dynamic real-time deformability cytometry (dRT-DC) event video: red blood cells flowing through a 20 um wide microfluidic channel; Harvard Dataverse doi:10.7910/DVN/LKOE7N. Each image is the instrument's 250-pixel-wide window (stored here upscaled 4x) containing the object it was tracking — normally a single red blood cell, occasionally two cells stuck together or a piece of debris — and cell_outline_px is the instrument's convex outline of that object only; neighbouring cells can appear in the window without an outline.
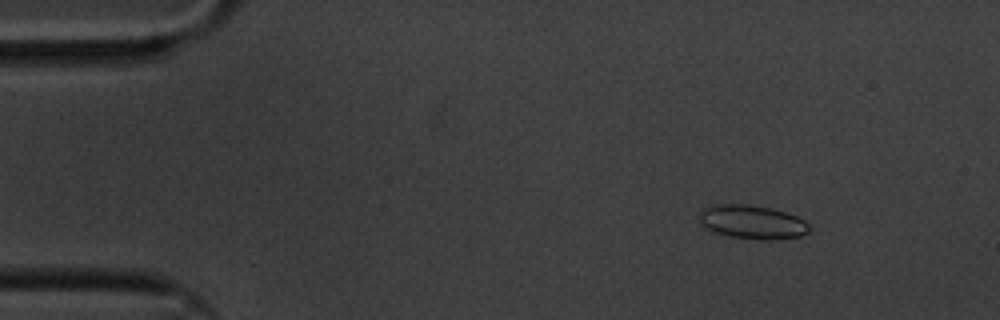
{"species": "common noctule bat (a hibernating species)", "species_latin": "Nyctalus noctula", "temperature_condition": "cold", "stored_images_in_passage": 61, "camera_frame_rate_fps": 3000, "um_per_image_px": 0.085, "animal": {"sex": "male", "body_mass_g": 20.1, "forearm_length_mm": 53.5}, "frame": {"image": 1, "passage_image": 8, "time_ms": 2.333, "image_size_px": [1000, 320], "cell_outline_px": [[812, 228], [808, 232], [800, 236], [768, 240], [760, 240], [728, 236], [712, 232], [700, 220], [700, 212], [708, 204], [748, 204], [772, 208], [788, 212], [804, 220]], "centroid_in_image_um": [63.96, 18.86], "position_along_channel_um": 21.0, "area_um2": 21.85}}
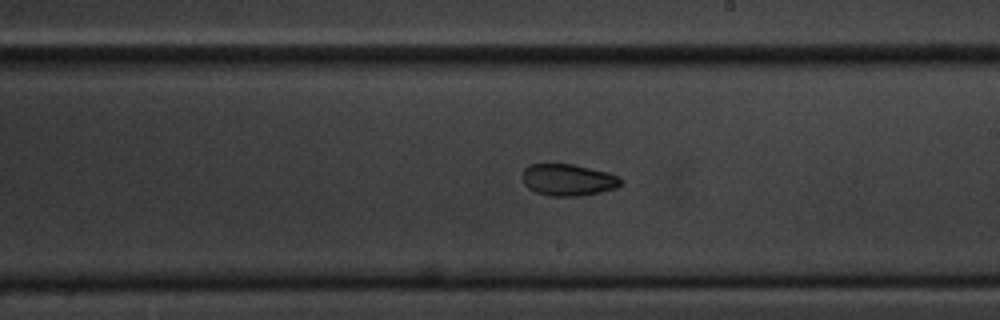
{"frame": {"image": 2, "passage_image": 35, "time_ms": 11.333, "image_size_px": [1000, 320], "cell_outline_px": [[620, 184], [616, 188], [600, 192], [580, 196], [548, 196], [536, 192], [528, 188], [524, 184], [524, 168], [528, 164], [572, 164], [608, 172], [616, 176], [620, 180]], "centroid_in_image_um": [48.26, 15.29], "position_along_channel_um": 240.7, "area_um2": 18.03}}
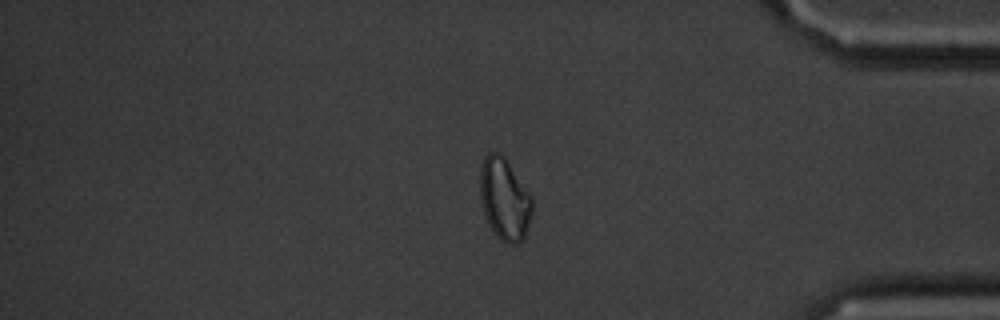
{"frame": {"image": 3, "passage_image": 51, "time_ms": 16.667, "image_size_px": [1000, 320], "cell_outline_px": [[532, 212], [528, 228], [524, 240], [520, 244], [508, 244], [500, 240], [496, 236], [488, 224], [484, 212], [480, 196], [480, 168], [484, 156], [488, 152], [500, 152], [504, 156], [532, 196]], "centroid_in_image_um": [42.89, 16.94], "position_along_channel_um": 392.3, "area_um2": 25.26}, "authors_computed_cell_mechanics": {"area_um2": 20.23, "velocity_mm_per_s": 3.3021, "shape_relaxation_time_tau1_ms": 5.5414, "shape_relaxation_time_tau2_ms": 7.4695, "deformation_change_tau1": 0.0795, "deformation_change_tau2": 0.1071}}